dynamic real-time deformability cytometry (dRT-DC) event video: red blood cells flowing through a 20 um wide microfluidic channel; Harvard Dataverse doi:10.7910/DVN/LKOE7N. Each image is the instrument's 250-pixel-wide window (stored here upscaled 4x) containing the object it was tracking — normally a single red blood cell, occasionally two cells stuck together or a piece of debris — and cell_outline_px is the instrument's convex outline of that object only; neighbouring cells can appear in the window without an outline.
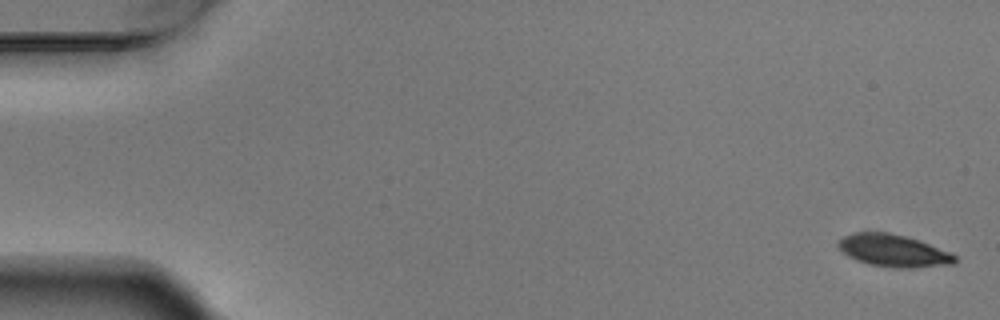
{"species": "Egyptian fruit bat (a non-hibernating species)", "species_latin": "Rousettus aegyptiacus", "temperature_condition": "warm", "stored_images_in_passage": 7, "camera_frame_rate_fps": 3000, "um_per_image_px": 0.085, "animal": {"sex": "male"}, "frame": {"image": 1, "passage_image": 1, "time_ms": 0.0, "image_size_px": [1000, 320], "cell_outline_px": [[956, 264], [912, 268], [892, 268], [868, 264], [856, 260], [848, 256], [836, 244], [844, 236], [856, 232], [888, 232], [920, 240], [952, 252], [956, 256]], "centroid_in_image_um": [75.99, 21.31], "position_along_channel_um": 9.0, "area_um2": 22.14}}
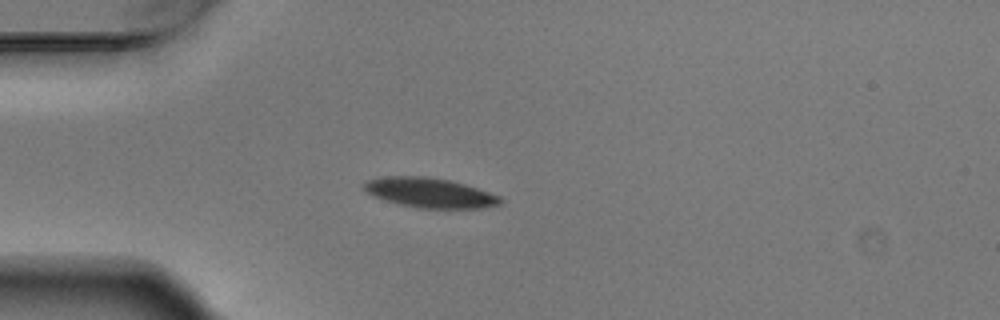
{"frame": {"image": 2, "passage_image": 5, "time_ms": 1.333, "image_size_px": [1000, 320], "cell_outline_px": [[504, 200], [500, 204], [484, 208], [416, 208], [396, 204], [372, 196], [364, 188], [364, 180], [388, 176], [424, 176], [448, 180], [464, 184], [500, 196]], "centroid_in_image_um": [36.51, 16.39], "position_along_channel_um": 48.5, "area_um2": 23.7}}
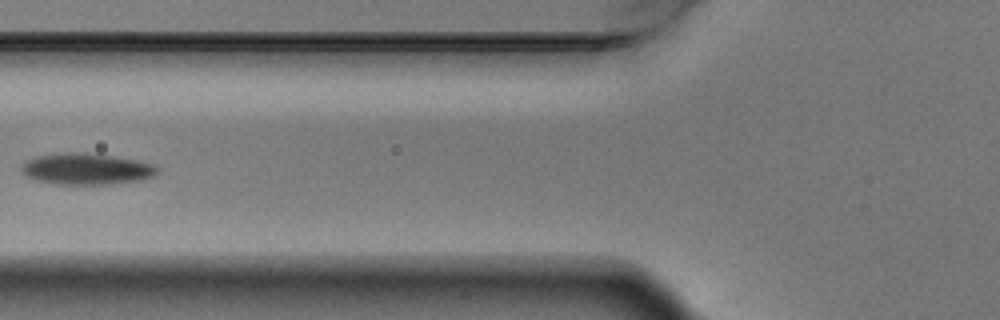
{"frame": {"image": 3, "passage_image": 7, "time_ms": 2.0, "image_size_px": [1000, 320], "cell_outline_px": [[160, 172], [144, 180], [108, 184], [48, 184], [24, 176], [20, 172], [20, 168], [28, 160], [36, 156], [72, 152], [76, 152], [112, 156], [136, 160], [152, 164], [160, 168]], "centroid_in_image_um": [7.34, 14.38], "position_along_channel_um": 118.5, "area_um2": 24.85}}